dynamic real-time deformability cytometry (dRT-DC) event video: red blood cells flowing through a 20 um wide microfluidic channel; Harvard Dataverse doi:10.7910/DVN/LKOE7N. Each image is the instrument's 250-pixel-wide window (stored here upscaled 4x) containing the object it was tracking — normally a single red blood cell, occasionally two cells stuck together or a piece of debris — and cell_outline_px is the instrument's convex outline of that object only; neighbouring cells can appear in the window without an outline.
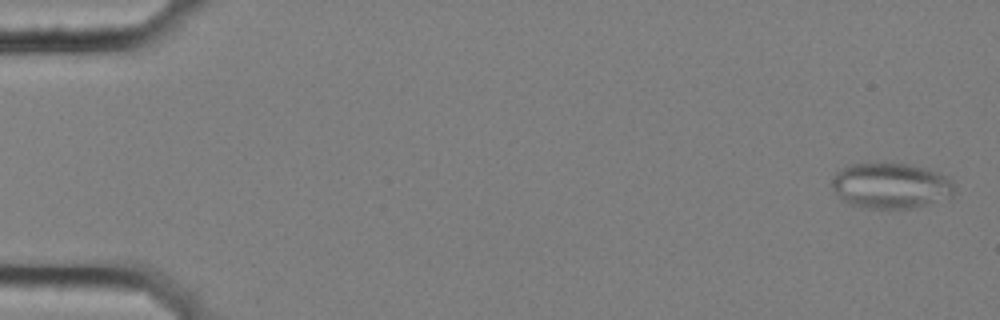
{"species": "common noctule bat (a hibernating species)", "species_latin": "Nyctalus noctula", "temperature_condition": "cold", "stored_images_in_passage": 57, "camera_frame_rate_fps": 3000, "um_per_image_px": 0.085, "animal": {"sex": "female", "body_mass_g": 25.1}, "frame": {"image": 1, "passage_image": 2, "time_ms": 0.333, "image_size_px": [1000, 320], "cell_outline_px": [[952, 196], [924, 204], [908, 208], [868, 208], [848, 204], [836, 192], [832, 184], [832, 176], [836, 172], [848, 164], [908, 164], [940, 172], [952, 180]], "centroid_in_image_um": [75.68, 15.77], "position_along_channel_um": 9.3, "area_um2": 31.96}}
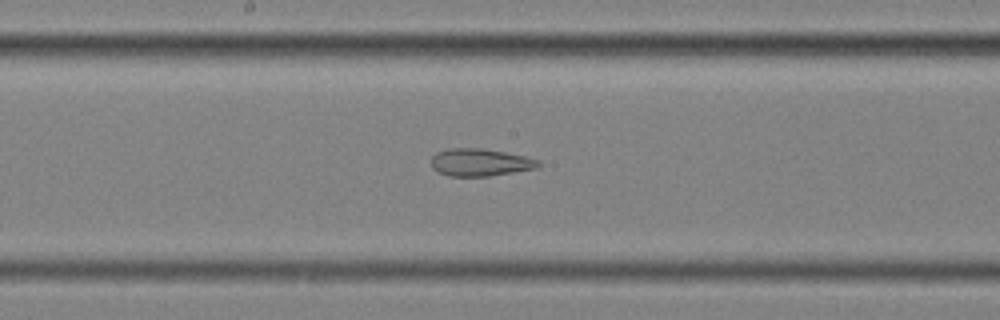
{"frame": {"image": 2, "passage_image": 31, "time_ms": 10.0, "image_size_px": [1000, 320], "cell_outline_px": [[540, 164], [536, 168], [488, 176], [448, 176], [436, 172], [432, 168], [432, 156], [436, 152], [448, 148], [480, 148], [504, 152], [524, 156], [540, 160]], "centroid_in_image_um": [40.76, 13.8], "position_along_channel_um": 207.4, "area_um2": 17.11}}
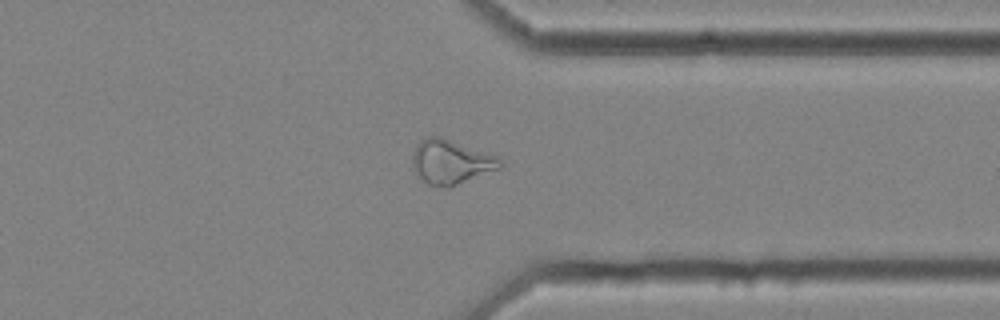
{"frame": {"image": 3, "passage_image": 45, "time_ms": 14.667, "image_size_px": [1000, 320], "cell_outline_px": [[504, 164], [500, 168], [448, 188], [428, 184], [412, 168], [412, 156], [416, 144], [420, 140], [428, 136], [440, 136], [500, 156], [504, 160]], "centroid_in_image_um": [38.36, 13.74], "position_along_channel_um": 373.0, "area_um2": 22.83}, "authors_computed_cell_mechanics": {"area_um2": 24.565, "velocity_mm_per_s": 3.5655, "shape_relaxation_time_tau1_ms": null, "shape_relaxation_time_tau2_ms": 2.4206, "deformation_change_tau1": null, "deformation_change_tau2": 0.1088}}